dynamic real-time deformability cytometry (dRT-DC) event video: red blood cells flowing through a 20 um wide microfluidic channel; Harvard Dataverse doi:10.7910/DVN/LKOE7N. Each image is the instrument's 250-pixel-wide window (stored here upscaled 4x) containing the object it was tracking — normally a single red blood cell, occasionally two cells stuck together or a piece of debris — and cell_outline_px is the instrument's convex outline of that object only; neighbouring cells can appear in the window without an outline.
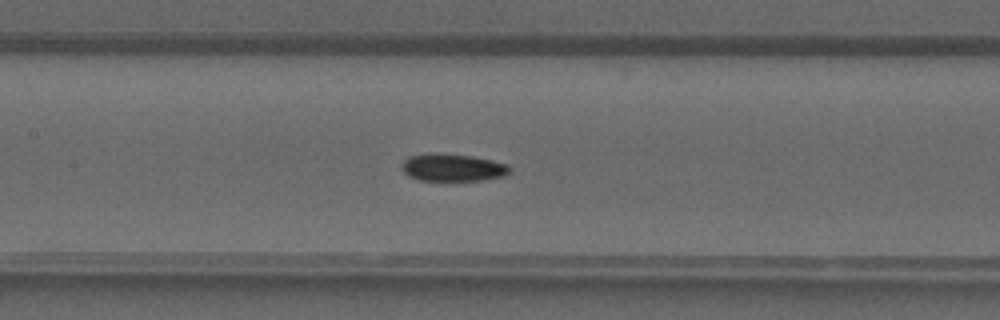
{"species": "common noctule bat (a hibernating species)", "species_latin": "Nyctalus noctula", "temperature_condition": "warm", "stored_images_in_passage": 37, "camera_frame_rate_fps": 3000, "um_per_image_px": 0.085, "animal": {"sex": "male", "forearm_length_mm": 52.5}, "frame": {"image": 1, "passage_image": 16, "time_ms": 5.0, "image_size_px": [1000, 320], "cell_outline_px": [[512, 172], [504, 176], [480, 180], [420, 180], [408, 176], [400, 168], [400, 164], [408, 156], [472, 156], [492, 160], [508, 164], [512, 168]], "centroid_in_image_um": [38.54, 14.29], "position_along_channel_um": 168.9, "area_um2": 16.59}}
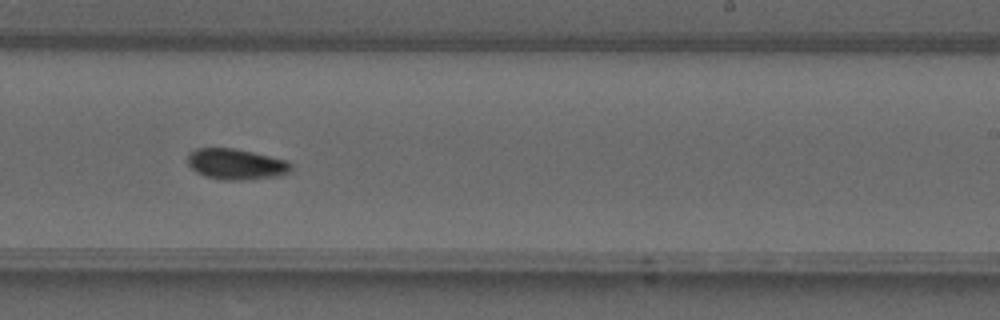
{"frame": {"image": 2, "passage_image": 22, "time_ms": 7.0, "image_size_px": [1000, 320], "cell_outline_px": [[292, 172], [276, 176], [240, 180], [224, 180], [204, 176], [196, 172], [188, 164], [188, 152], [196, 148], [232, 148], [252, 152], [288, 160], [292, 164]], "centroid_in_image_um": [20.07, 13.95], "position_along_channel_um": 268.9, "area_um2": 18.61}}
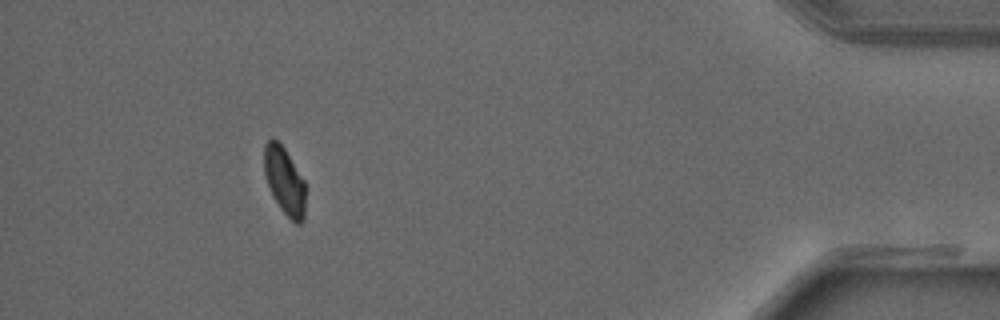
{"frame": {"image": 3, "passage_image": 34, "time_ms": 11.0, "image_size_px": [1000, 320], "cell_outline_px": [[304, 220], [300, 224], [296, 224], [280, 208], [272, 196], [268, 188], [264, 172], [264, 144], [268, 140], [276, 140], [284, 148], [304, 180]], "centroid_in_image_um": [24.16, 15.39], "position_along_channel_um": 411.0, "area_um2": 16.07}}